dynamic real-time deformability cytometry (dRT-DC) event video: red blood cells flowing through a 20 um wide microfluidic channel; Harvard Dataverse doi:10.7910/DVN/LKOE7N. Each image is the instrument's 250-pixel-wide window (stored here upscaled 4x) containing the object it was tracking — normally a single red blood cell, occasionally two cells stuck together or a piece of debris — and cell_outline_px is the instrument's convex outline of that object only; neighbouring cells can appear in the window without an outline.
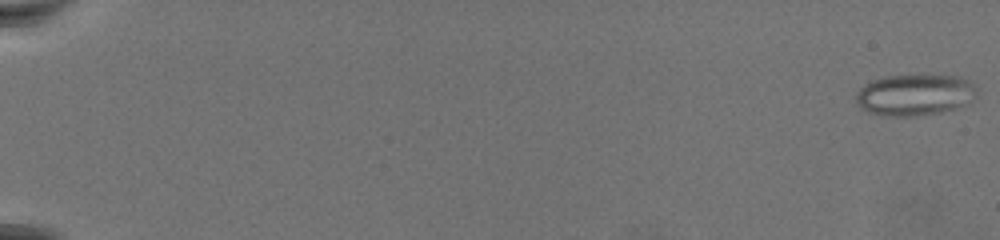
{"species": "common noctule bat (a hibernating species)", "species_latin": "Nyctalus noctula", "temperature_condition": "warm", "stored_images_in_passage": 42, "camera_frame_rate_fps": 3000, "um_per_image_px": 0.085, "animal": {"sex": "female", "body_mass_g": 19.5, "forearm_length_mm": 54.1}, "frame": {"image": 1, "passage_image": 1, "time_ms": 0.0, "image_size_px": [1000, 240], "cell_outline_px": [[976, 96], [964, 104], [956, 108], [940, 112], [916, 116], [888, 116], [868, 112], [860, 108], [856, 100], [856, 96], [860, 88], [872, 80], [884, 76], [960, 76], [968, 80], [976, 88]], "centroid_in_image_um": [77.74, 8.07], "position_along_channel_um": 7.3, "area_um2": 28.78}}
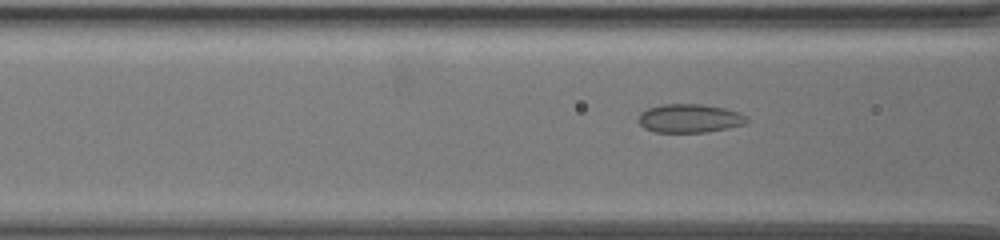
{"frame": {"image": 2, "passage_image": 33, "time_ms": 10.667, "image_size_px": [1000, 240], "cell_outline_px": [[748, 120], [744, 124], [728, 128], [704, 132], [656, 132], [644, 128], [636, 120], [640, 112], [648, 108], [664, 104], [704, 104], [724, 108], [740, 112], [748, 116]], "centroid_in_image_um": [58.61, 10.05], "position_along_channel_um": 108.0, "area_um2": 18.21}}
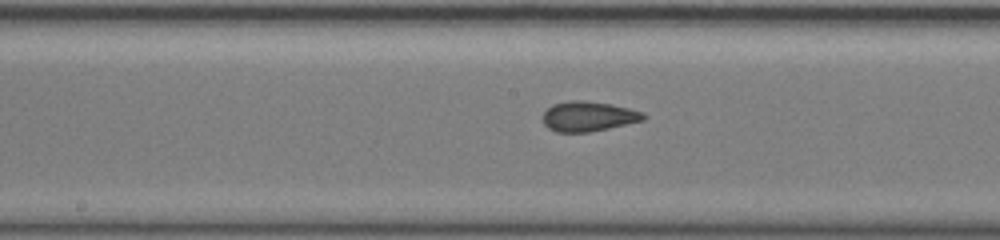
{"frame": {"image": 3, "passage_image": 42, "time_ms": 13.667, "image_size_px": [1000, 240], "cell_outline_px": [[648, 116], [644, 120], [608, 128], [588, 132], [556, 132], [548, 128], [544, 124], [544, 112], [552, 104], [572, 100], [580, 100], [608, 104], [628, 108], [644, 112]], "centroid_in_image_um": [50.02, 9.89], "position_along_channel_um": 198.2, "area_um2": 17.4}}